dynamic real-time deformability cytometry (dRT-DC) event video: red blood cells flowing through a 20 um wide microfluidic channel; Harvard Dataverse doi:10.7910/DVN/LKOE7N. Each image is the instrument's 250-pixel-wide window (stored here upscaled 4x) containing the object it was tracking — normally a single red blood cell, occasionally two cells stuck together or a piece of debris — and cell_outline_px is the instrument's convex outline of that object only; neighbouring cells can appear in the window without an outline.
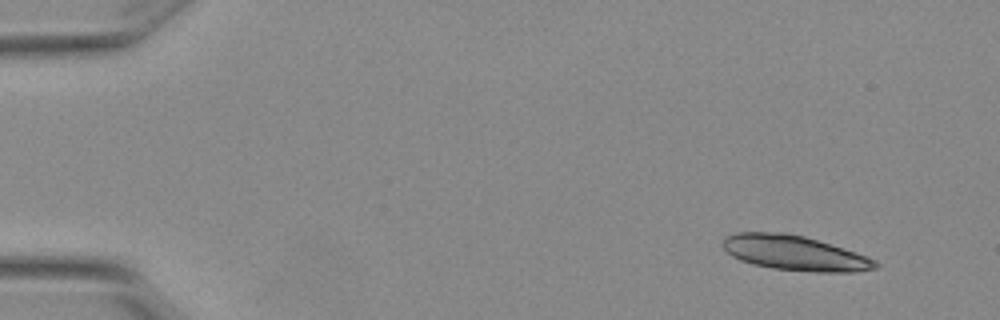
{"species": "Egyptian fruit bat (a non-hibernating species)", "species_latin": "Rousettus aegyptiacus", "temperature_condition": "warm", "stored_images_in_passage": 5, "camera_frame_rate_fps": 3000, "um_per_image_px": 0.085, "animal": {"sex": "female"}, "frame": {"image": 1, "passage_image": 1, "time_ms": 0.0, "image_size_px": [1000, 320], "cell_outline_px": [[880, 264], [876, 268], [856, 272], [816, 272], [772, 268], [752, 264], [740, 260], [732, 256], [720, 244], [724, 236], [736, 232], [784, 232], [804, 236], [868, 256], [876, 260]], "centroid_in_image_um": [67.52, 21.5], "position_along_channel_um": 17.5, "area_um2": 31.15}}